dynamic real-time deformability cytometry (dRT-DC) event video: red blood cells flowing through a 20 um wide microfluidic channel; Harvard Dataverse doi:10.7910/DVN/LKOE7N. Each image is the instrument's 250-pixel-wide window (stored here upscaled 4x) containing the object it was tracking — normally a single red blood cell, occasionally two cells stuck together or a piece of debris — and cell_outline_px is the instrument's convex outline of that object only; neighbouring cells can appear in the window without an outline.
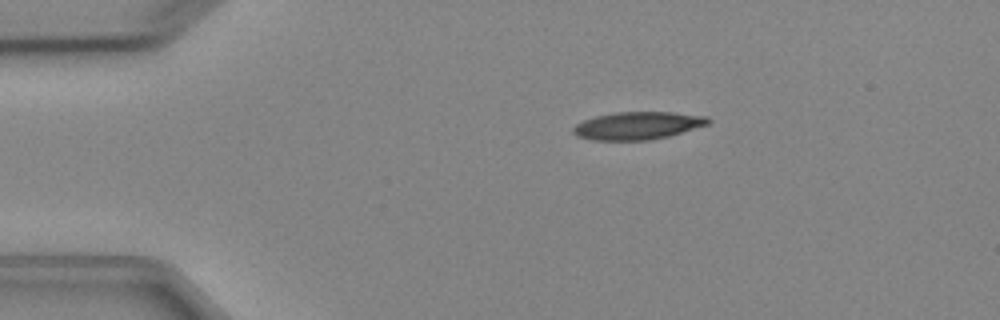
{"species": "Egyptian fruit bat (a non-hibernating species)", "species_latin": "Rousettus aegyptiacus", "temperature_condition": "cold", "stored_images_in_passage": 4, "camera_frame_rate_fps": 3000, "um_per_image_px": 0.085, "animal": {"sex": "female"}, "frame": {"image": 1, "passage_image": 1, "time_ms": 0.0, "image_size_px": [1000, 320], "cell_outline_px": [[712, 120], [708, 124], [668, 136], [648, 140], [592, 140], [576, 136], [572, 132], [572, 128], [576, 124], [584, 120], [596, 116], [616, 112], [672, 112], [708, 116]], "centroid_in_image_um": [54.19, 10.67], "position_along_channel_um": 30.8, "area_um2": 21.73}}